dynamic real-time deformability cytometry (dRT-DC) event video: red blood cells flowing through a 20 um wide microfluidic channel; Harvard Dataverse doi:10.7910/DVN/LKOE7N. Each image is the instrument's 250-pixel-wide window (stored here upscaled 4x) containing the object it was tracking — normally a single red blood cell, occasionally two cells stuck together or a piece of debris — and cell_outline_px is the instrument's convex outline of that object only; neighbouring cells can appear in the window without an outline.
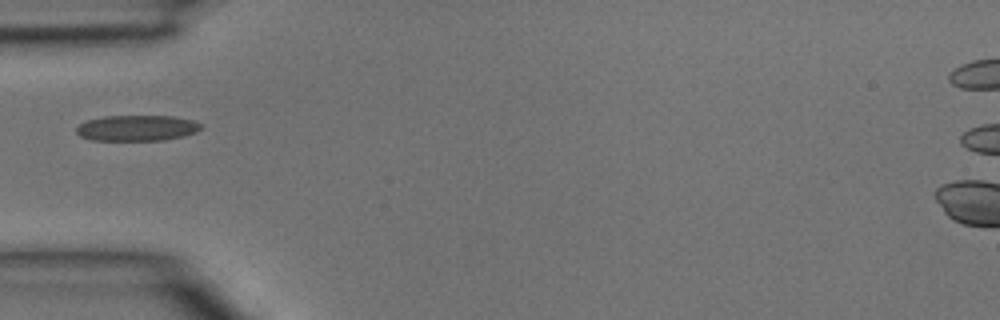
{"species": "common noctule bat (a hibernating species)", "species_latin": "Nyctalus noctula", "temperature_condition": "room temperature", "stored_images_in_passage": 1, "camera_frame_rate_fps": 3000, "um_per_image_px": 0.085, "animal": {"sex": "male", "body_mass_g": 15.6}, "frame": {"image": 1, "passage_image": 1, "time_ms": 0.0, "image_size_px": [1000, 320], "cell_outline_px": [[204, 128], [196, 132], [184, 136], [164, 140], [92, 140], [80, 136], [76, 132], [76, 128], [80, 124], [88, 120], [104, 116], [172, 116], [192, 120], [204, 124]], "centroid_in_image_um": [11.69, 10.88], "position_along_channel_um": 73.3, "area_um2": 18.79}}